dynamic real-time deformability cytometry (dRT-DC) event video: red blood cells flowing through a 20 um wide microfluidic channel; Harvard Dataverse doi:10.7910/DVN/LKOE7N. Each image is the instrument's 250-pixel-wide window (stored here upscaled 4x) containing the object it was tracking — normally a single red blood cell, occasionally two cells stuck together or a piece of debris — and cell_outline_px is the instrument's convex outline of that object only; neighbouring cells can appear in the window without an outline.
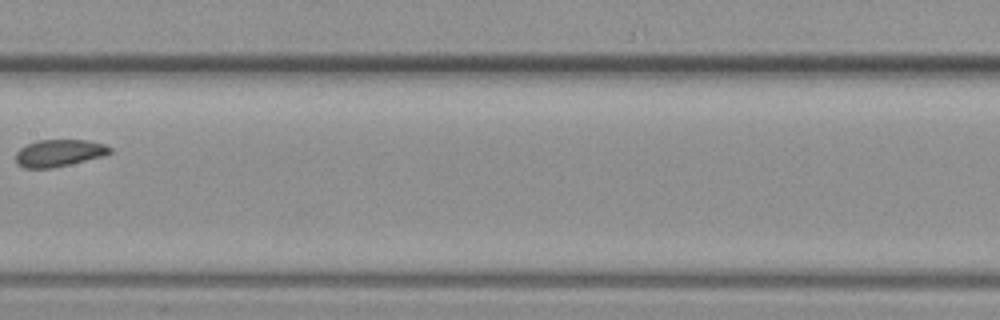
{"species": "common noctule bat (a hibernating species)", "species_latin": "Nyctalus noctula", "temperature_condition": "warm", "stored_images_in_passage": 13, "camera_frame_rate_fps": 3000, "um_per_image_px": 0.085, "animal": {"sex": "female", "body_mass_g": 19.3, "forearm_length_mm": 54.1}, "frame": {"image": 1, "passage_image": 11, "time_ms": 3.333, "image_size_px": [1000, 320], "cell_outline_px": [[112, 152], [104, 156], [52, 168], [24, 168], [16, 164], [16, 152], [20, 148], [36, 140], [84, 140], [104, 144], [112, 148]], "centroid_in_image_um": [5.01, 13.01], "position_along_channel_um": 202.4, "area_um2": 14.85}}